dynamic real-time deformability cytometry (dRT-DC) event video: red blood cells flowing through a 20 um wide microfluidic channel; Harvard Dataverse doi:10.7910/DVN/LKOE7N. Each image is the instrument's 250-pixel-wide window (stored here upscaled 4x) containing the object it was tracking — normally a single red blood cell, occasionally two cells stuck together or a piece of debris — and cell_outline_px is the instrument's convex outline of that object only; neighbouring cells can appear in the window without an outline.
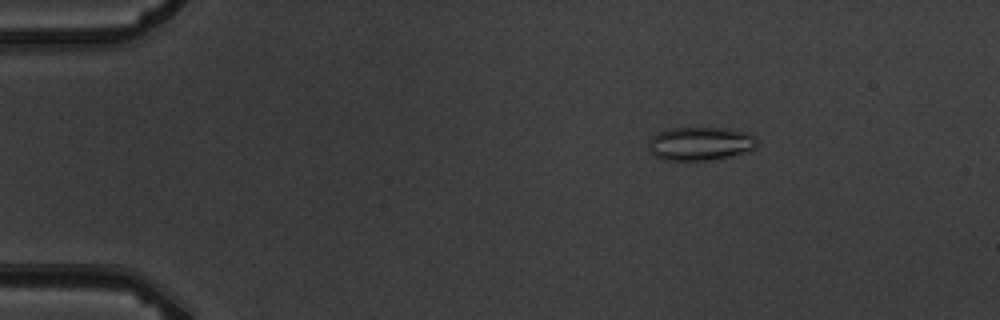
{"species": "common noctule bat (a hibernating species)", "species_latin": "Nyctalus noctula", "temperature_condition": "warm", "stored_images_in_passage": 3, "camera_frame_rate_fps": 3000, "um_per_image_px": 0.085, "animal": {"sex": "male", "body_mass_g": 19.5, "forearm_length_mm": 54.6}, "frame": {"image": 1, "passage_image": 1, "time_ms": 0.0, "image_size_px": [1000, 320], "cell_outline_px": [[756, 148], [748, 152], [712, 160], [664, 160], [656, 156], [648, 148], [648, 140], [652, 136], [660, 132], [672, 128], [728, 128], [748, 132], [756, 136]], "centroid_in_image_um": [59.56, 12.21], "position_along_channel_um": 25.4, "area_um2": 21.33}}